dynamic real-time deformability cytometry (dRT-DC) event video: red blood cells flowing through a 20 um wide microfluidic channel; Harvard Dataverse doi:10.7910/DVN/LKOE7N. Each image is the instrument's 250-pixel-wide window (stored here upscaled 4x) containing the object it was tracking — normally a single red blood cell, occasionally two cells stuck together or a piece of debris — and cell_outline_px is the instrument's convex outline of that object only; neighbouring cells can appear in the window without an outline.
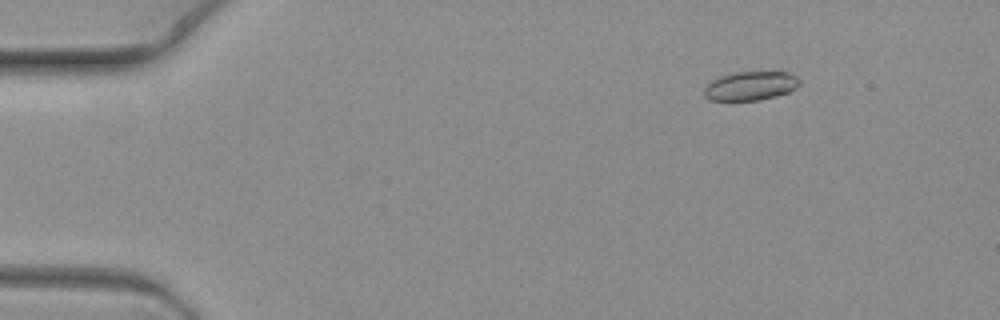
{"species": "common noctule bat (a hibernating species)", "species_latin": "Nyctalus noctula", "temperature_condition": "warm", "stored_images_in_passage": 6, "camera_frame_rate_fps": 3000, "um_per_image_px": 0.085, "animal": {"sex": "female", "body_mass_g": 19.3, "forearm_length_mm": 54.1}, "frame": {"image": 1, "passage_image": 3, "time_ms": 0.667, "image_size_px": [1000, 320], "cell_outline_px": [[800, 84], [788, 92], [776, 96], [760, 100], [712, 100], [704, 96], [704, 88], [712, 80], [720, 76], [732, 72], [788, 72], [796, 76], [800, 80]], "centroid_in_image_um": [63.79, 7.29], "position_along_channel_um": 21.2, "area_um2": 16.01}}
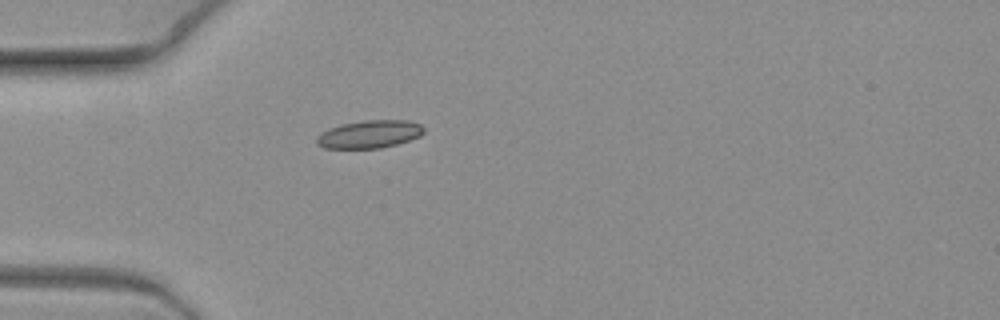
{"frame": {"image": 2, "passage_image": 6, "time_ms": 1.667, "image_size_px": [1000, 320], "cell_outline_px": [[424, 132], [420, 136], [396, 144], [380, 148], [324, 148], [316, 144], [316, 136], [320, 132], [328, 128], [340, 124], [364, 120], [408, 120], [420, 124], [424, 128]], "centroid_in_image_um": [31.36, 11.4], "position_along_channel_um": 53.6, "area_um2": 17.51}}